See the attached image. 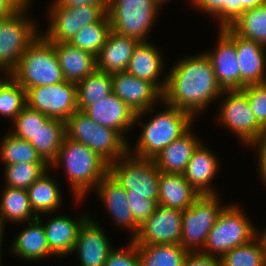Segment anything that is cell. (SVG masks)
Segmentation results:
<instances>
[{
	"mask_svg": "<svg viewBox=\"0 0 266 266\" xmlns=\"http://www.w3.org/2000/svg\"><path fill=\"white\" fill-rule=\"evenodd\" d=\"M97 124L118 131L124 138L135 125V113L114 93L83 111Z\"/></svg>",
	"mask_w": 266,
	"mask_h": 266,
	"instance_id": "d6986e66",
	"label": "cell"
},
{
	"mask_svg": "<svg viewBox=\"0 0 266 266\" xmlns=\"http://www.w3.org/2000/svg\"><path fill=\"white\" fill-rule=\"evenodd\" d=\"M111 78L113 93L135 114L140 112L144 116L147 112L152 114L156 104L163 102V94L149 81L127 72L113 73Z\"/></svg>",
	"mask_w": 266,
	"mask_h": 266,
	"instance_id": "9a60e30c",
	"label": "cell"
},
{
	"mask_svg": "<svg viewBox=\"0 0 266 266\" xmlns=\"http://www.w3.org/2000/svg\"><path fill=\"white\" fill-rule=\"evenodd\" d=\"M169 70L162 101L189 113L194 119L211 102L222 97L223 90L205 52L178 60Z\"/></svg>",
	"mask_w": 266,
	"mask_h": 266,
	"instance_id": "6da1fadb",
	"label": "cell"
},
{
	"mask_svg": "<svg viewBox=\"0 0 266 266\" xmlns=\"http://www.w3.org/2000/svg\"><path fill=\"white\" fill-rule=\"evenodd\" d=\"M199 196L183 174L160 172L158 205L184 210Z\"/></svg>",
	"mask_w": 266,
	"mask_h": 266,
	"instance_id": "83f0119b",
	"label": "cell"
},
{
	"mask_svg": "<svg viewBox=\"0 0 266 266\" xmlns=\"http://www.w3.org/2000/svg\"><path fill=\"white\" fill-rule=\"evenodd\" d=\"M4 77H0V88L1 86L11 77V73L4 71ZM4 78V79H3Z\"/></svg>",
	"mask_w": 266,
	"mask_h": 266,
	"instance_id": "f5cc1de1",
	"label": "cell"
},
{
	"mask_svg": "<svg viewBox=\"0 0 266 266\" xmlns=\"http://www.w3.org/2000/svg\"><path fill=\"white\" fill-rule=\"evenodd\" d=\"M59 6L76 7L82 5L109 6L110 0H54Z\"/></svg>",
	"mask_w": 266,
	"mask_h": 266,
	"instance_id": "c3c4849f",
	"label": "cell"
},
{
	"mask_svg": "<svg viewBox=\"0 0 266 266\" xmlns=\"http://www.w3.org/2000/svg\"><path fill=\"white\" fill-rule=\"evenodd\" d=\"M221 96L225 97L217 115L221 125L233 131L250 148L266 137V131L255 119L242 90H223Z\"/></svg>",
	"mask_w": 266,
	"mask_h": 266,
	"instance_id": "8fae6325",
	"label": "cell"
},
{
	"mask_svg": "<svg viewBox=\"0 0 266 266\" xmlns=\"http://www.w3.org/2000/svg\"><path fill=\"white\" fill-rule=\"evenodd\" d=\"M163 104L167 108L165 107L153 118L151 117L146 124H143L140 120V117L143 116L142 112L135 115V125L139 123L143 129L133 148L129 143V153L131 155L152 159L192 126L195 120L189 113L164 102Z\"/></svg>",
	"mask_w": 266,
	"mask_h": 266,
	"instance_id": "3957f363",
	"label": "cell"
},
{
	"mask_svg": "<svg viewBox=\"0 0 266 266\" xmlns=\"http://www.w3.org/2000/svg\"><path fill=\"white\" fill-rule=\"evenodd\" d=\"M26 105V90L11 76L0 88V114L13 122Z\"/></svg>",
	"mask_w": 266,
	"mask_h": 266,
	"instance_id": "ab89813d",
	"label": "cell"
},
{
	"mask_svg": "<svg viewBox=\"0 0 266 266\" xmlns=\"http://www.w3.org/2000/svg\"><path fill=\"white\" fill-rule=\"evenodd\" d=\"M150 41L139 42L135 47L126 72L139 79L151 82L162 94L165 91L167 75L160 80L164 70L161 51ZM159 80V81H158ZM162 81V82H161Z\"/></svg>",
	"mask_w": 266,
	"mask_h": 266,
	"instance_id": "44dd1931",
	"label": "cell"
},
{
	"mask_svg": "<svg viewBox=\"0 0 266 266\" xmlns=\"http://www.w3.org/2000/svg\"><path fill=\"white\" fill-rule=\"evenodd\" d=\"M182 266H222L221 258L206 255L200 251L188 252Z\"/></svg>",
	"mask_w": 266,
	"mask_h": 266,
	"instance_id": "f6af8a7d",
	"label": "cell"
},
{
	"mask_svg": "<svg viewBox=\"0 0 266 266\" xmlns=\"http://www.w3.org/2000/svg\"><path fill=\"white\" fill-rule=\"evenodd\" d=\"M135 222L141 226L154 212L158 205L155 201L146 198L127 197Z\"/></svg>",
	"mask_w": 266,
	"mask_h": 266,
	"instance_id": "ee69618b",
	"label": "cell"
},
{
	"mask_svg": "<svg viewBox=\"0 0 266 266\" xmlns=\"http://www.w3.org/2000/svg\"><path fill=\"white\" fill-rule=\"evenodd\" d=\"M251 222L238 205H226L208 233L200 252L221 257L235 247L250 242L257 236V228Z\"/></svg>",
	"mask_w": 266,
	"mask_h": 266,
	"instance_id": "8992f818",
	"label": "cell"
},
{
	"mask_svg": "<svg viewBox=\"0 0 266 266\" xmlns=\"http://www.w3.org/2000/svg\"><path fill=\"white\" fill-rule=\"evenodd\" d=\"M54 178L47 171L27 189L31 209L37 217L54 213L62 205V193Z\"/></svg>",
	"mask_w": 266,
	"mask_h": 266,
	"instance_id": "f1b7e54d",
	"label": "cell"
},
{
	"mask_svg": "<svg viewBox=\"0 0 266 266\" xmlns=\"http://www.w3.org/2000/svg\"><path fill=\"white\" fill-rule=\"evenodd\" d=\"M159 10L155 0H110L107 14L112 31L143 42Z\"/></svg>",
	"mask_w": 266,
	"mask_h": 266,
	"instance_id": "ba28073f",
	"label": "cell"
},
{
	"mask_svg": "<svg viewBox=\"0 0 266 266\" xmlns=\"http://www.w3.org/2000/svg\"><path fill=\"white\" fill-rule=\"evenodd\" d=\"M219 30L215 50L205 54L209 57L215 78L222 90H240V70L235 45V32L226 27Z\"/></svg>",
	"mask_w": 266,
	"mask_h": 266,
	"instance_id": "2e32d148",
	"label": "cell"
},
{
	"mask_svg": "<svg viewBox=\"0 0 266 266\" xmlns=\"http://www.w3.org/2000/svg\"><path fill=\"white\" fill-rule=\"evenodd\" d=\"M192 126L178 139L166 146L152 158L160 172L183 174L194 150L202 142Z\"/></svg>",
	"mask_w": 266,
	"mask_h": 266,
	"instance_id": "603a6c76",
	"label": "cell"
},
{
	"mask_svg": "<svg viewBox=\"0 0 266 266\" xmlns=\"http://www.w3.org/2000/svg\"><path fill=\"white\" fill-rule=\"evenodd\" d=\"M222 266H266V255L261 239L235 247L221 257Z\"/></svg>",
	"mask_w": 266,
	"mask_h": 266,
	"instance_id": "8d00e7d4",
	"label": "cell"
},
{
	"mask_svg": "<svg viewBox=\"0 0 266 266\" xmlns=\"http://www.w3.org/2000/svg\"><path fill=\"white\" fill-rule=\"evenodd\" d=\"M109 6L82 5L76 7L59 6L52 1L49 8V26L41 33L50 42H69L79 30L99 22Z\"/></svg>",
	"mask_w": 266,
	"mask_h": 266,
	"instance_id": "7c38bea8",
	"label": "cell"
},
{
	"mask_svg": "<svg viewBox=\"0 0 266 266\" xmlns=\"http://www.w3.org/2000/svg\"><path fill=\"white\" fill-rule=\"evenodd\" d=\"M240 70V90L251 84L266 83V47L235 33Z\"/></svg>",
	"mask_w": 266,
	"mask_h": 266,
	"instance_id": "ffe728a7",
	"label": "cell"
},
{
	"mask_svg": "<svg viewBox=\"0 0 266 266\" xmlns=\"http://www.w3.org/2000/svg\"><path fill=\"white\" fill-rule=\"evenodd\" d=\"M108 173L126 190L127 197L151 199L158 204L160 171L152 159L128 152L109 164Z\"/></svg>",
	"mask_w": 266,
	"mask_h": 266,
	"instance_id": "52a82bcc",
	"label": "cell"
},
{
	"mask_svg": "<svg viewBox=\"0 0 266 266\" xmlns=\"http://www.w3.org/2000/svg\"><path fill=\"white\" fill-rule=\"evenodd\" d=\"M29 2L30 0H0V20L20 11Z\"/></svg>",
	"mask_w": 266,
	"mask_h": 266,
	"instance_id": "bcb514c9",
	"label": "cell"
},
{
	"mask_svg": "<svg viewBox=\"0 0 266 266\" xmlns=\"http://www.w3.org/2000/svg\"><path fill=\"white\" fill-rule=\"evenodd\" d=\"M218 157L201 142L194 150L183 173L184 178L199 195H217L211 183L219 171Z\"/></svg>",
	"mask_w": 266,
	"mask_h": 266,
	"instance_id": "7402d4cb",
	"label": "cell"
},
{
	"mask_svg": "<svg viewBox=\"0 0 266 266\" xmlns=\"http://www.w3.org/2000/svg\"><path fill=\"white\" fill-rule=\"evenodd\" d=\"M62 165L67 181L77 202L83 201L89 191L95 190L109 172V164L82 143L63 139L56 160L50 168ZM93 188V189H92Z\"/></svg>",
	"mask_w": 266,
	"mask_h": 266,
	"instance_id": "7a4b0ae2",
	"label": "cell"
},
{
	"mask_svg": "<svg viewBox=\"0 0 266 266\" xmlns=\"http://www.w3.org/2000/svg\"><path fill=\"white\" fill-rule=\"evenodd\" d=\"M66 137V122L49 118L29 141L40 157L49 165L56 160Z\"/></svg>",
	"mask_w": 266,
	"mask_h": 266,
	"instance_id": "4dcf8cb0",
	"label": "cell"
},
{
	"mask_svg": "<svg viewBox=\"0 0 266 266\" xmlns=\"http://www.w3.org/2000/svg\"><path fill=\"white\" fill-rule=\"evenodd\" d=\"M43 219H37L27 223V226L15 237L11 246V253L21 257L25 261H39L46 257H55L50 250L45 236ZM13 249V250H12ZM51 255V256H50Z\"/></svg>",
	"mask_w": 266,
	"mask_h": 266,
	"instance_id": "4316f807",
	"label": "cell"
},
{
	"mask_svg": "<svg viewBox=\"0 0 266 266\" xmlns=\"http://www.w3.org/2000/svg\"><path fill=\"white\" fill-rule=\"evenodd\" d=\"M196 10L219 20V28L230 27L241 16L240 0H192Z\"/></svg>",
	"mask_w": 266,
	"mask_h": 266,
	"instance_id": "f35d334b",
	"label": "cell"
},
{
	"mask_svg": "<svg viewBox=\"0 0 266 266\" xmlns=\"http://www.w3.org/2000/svg\"><path fill=\"white\" fill-rule=\"evenodd\" d=\"M125 249L113 248L106 258L104 266H140L137 244L130 239Z\"/></svg>",
	"mask_w": 266,
	"mask_h": 266,
	"instance_id": "7bdbcfd3",
	"label": "cell"
},
{
	"mask_svg": "<svg viewBox=\"0 0 266 266\" xmlns=\"http://www.w3.org/2000/svg\"><path fill=\"white\" fill-rule=\"evenodd\" d=\"M89 217L88 214L79 216L80 219H73L68 215H55L49 222L43 223L48 246L56 257L72 254L78 231Z\"/></svg>",
	"mask_w": 266,
	"mask_h": 266,
	"instance_id": "cb8c5ba5",
	"label": "cell"
},
{
	"mask_svg": "<svg viewBox=\"0 0 266 266\" xmlns=\"http://www.w3.org/2000/svg\"><path fill=\"white\" fill-rule=\"evenodd\" d=\"M110 31V20L108 14H106L99 22L82 27L68 43L97 56Z\"/></svg>",
	"mask_w": 266,
	"mask_h": 266,
	"instance_id": "d590c367",
	"label": "cell"
},
{
	"mask_svg": "<svg viewBox=\"0 0 266 266\" xmlns=\"http://www.w3.org/2000/svg\"><path fill=\"white\" fill-rule=\"evenodd\" d=\"M257 236L261 239L263 247H264V251H265V255H266V227L263 231L257 230Z\"/></svg>",
	"mask_w": 266,
	"mask_h": 266,
	"instance_id": "f907efd6",
	"label": "cell"
},
{
	"mask_svg": "<svg viewBox=\"0 0 266 266\" xmlns=\"http://www.w3.org/2000/svg\"><path fill=\"white\" fill-rule=\"evenodd\" d=\"M241 2V15L252 8L259 7L266 3V0H240Z\"/></svg>",
	"mask_w": 266,
	"mask_h": 266,
	"instance_id": "681fc988",
	"label": "cell"
},
{
	"mask_svg": "<svg viewBox=\"0 0 266 266\" xmlns=\"http://www.w3.org/2000/svg\"><path fill=\"white\" fill-rule=\"evenodd\" d=\"M76 85L79 111H84L88 106L113 93L111 74L97 69Z\"/></svg>",
	"mask_w": 266,
	"mask_h": 266,
	"instance_id": "1f68e13d",
	"label": "cell"
},
{
	"mask_svg": "<svg viewBox=\"0 0 266 266\" xmlns=\"http://www.w3.org/2000/svg\"><path fill=\"white\" fill-rule=\"evenodd\" d=\"M4 229H5V227H3L1 224H0V266H2V260H1V253H2V251H1V249H2V240H3V237H4V235H3V233H4Z\"/></svg>",
	"mask_w": 266,
	"mask_h": 266,
	"instance_id": "816d5d0a",
	"label": "cell"
},
{
	"mask_svg": "<svg viewBox=\"0 0 266 266\" xmlns=\"http://www.w3.org/2000/svg\"><path fill=\"white\" fill-rule=\"evenodd\" d=\"M218 195H200L193 204L182 210V236L180 245L189 252L201 251L208 233L226 206Z\"/></svg>",
	"mask_w": 266,
	"mask_h": 266,
	"instance_id": "30bf717a",
	"label": "cell"
},
{
	"mask_svg": "<svg viewBox=\"0 0 266 266\" xmlns=\"http://www.w3.org/2000/svg\"><path fill=\"white\" fill-rule=\"evenodd\" d=\"M242 91L246 94L255 119L266 131V83L247 85Z\"/></svg>",
	"mask_w": 266,
	"mask_h": 266,
	"instance_id": "b9f144b4",
	"label": "cell"
},
{
	"mask_svg": "<svg viewBox=\"0 0 266 266\" xmlns=\"http://www.w3.org/2000/svg\"><path fill=\"white\" fill-rule=\"evenodd\" d=\"M230 28L237 35L266 47V3L246 10Z\"/></svg>",
	"mask_w": 266,
	"mask_h": 266,
	"instance_id": "836d02e7",
	"label": "cell"
},
{
	"mask_svg": "<svg viewBox=\"0 0 266 266\" xmlns=\"http://www.w3.org/2000/svg\"><path fill=\"white\" fill-rule=\"evenodd\" d=\"M167 1H169V0H155V3L158 5V7L161 9L162 7V5L164 4V3H166Z\"/></svg>",
	"mask_w": 266,
	"mask_h": 266,
	"instance_id": "db71d44e",
	"label": "cell"
},
{
	"mask_svg": "<svg viewBox=\"0 0 266 266\" xmlns=\"http://www.w3.org/2000/svg\"><path fill=\"white\" fill-rule=\"evenodd\" d=\"M30 4V5H29ZM31 1L20 11L0 20V71L12 73L27 47L38 37L35 20L26 17ZM26 14V15H25ZM38 33V34H37Z\"/></svg>",
	"mask_w": 266,
	"mask_h": 266,
	"instance_id": "9c48e42d",
	"label": "cell"
},
{
	"mask_svg": "<svg viewBox=\"0 0 266 266\" xmlns=\"http://www.w3.org/2000/svg\"><path fill=\"white\" fill-rule=\"evenodd\" d=\"M27 105L48 118L64 122L78 110L77 85L63 81L53 85L34 86L26 90Z\"/></svg>",
	"mask_w": 266,
	"mask_h": 266,
	"instance_id": "4fadbf2b",
	"label": "cell"
},
{
	"mask_svg": "<svg viewBox=\"0 0 266 266\" xmlns=\"http://www.w3.org/2000/svg\"><path fill=\"white\" fill-rule=\"evenodd\" d=\"M66 137L82 143L108 164L129 152V142L118 131L94 122L83 111H75L66 121Z\"/></svg>",
	"mask_w": 266,
	"mask_h": 266,
	"instance_id": "277c9868",
	"label": "cell"
},
{
	"mask_svg": "<svg viewBox=\"0 0 266 266\" xmlns=\"http://www.w3.org/2000/svg\"><path fill=\"white\" fill-rule=\"evenodd\" d=\"M1 195L0 224L3 227L9 221L22 224L38 218L31 209L27 190L4 186Z\"/></svg>",
	"mask_w": 266,
	"mask_h": 266,
	"instance_id": "f546056e",
	"label": "cell"
},
{
	"mask_svg": "<svg viewBox=\"0 0 266 266\" xmlns=\"http://www.w3.org/2000/svg\"><path fill=\"white\" fill-rule=\"evenodd\" d=\"M112 249L100 224L89 217L78 231L72 253H77L81 266H104Z\"/></svg>",
	"mask_w": 266,
	"mask_h": 266,
	"instance_id": "e0dca14e",
	"label": "cell"
},
{
	"mask_svg": "<svg viewBox=\"0 0 266 266\" xmlns=\"http://www.w3.org/2000/svg\"><path fill=\"white\" fill-rule=\"evenodd\" d=\"M182 210L157 205L133 238L137 245L180 244Z\"/></svg>",
	"mask_w": 266,
	"mask_h": 266,
	"instance_id": "5bb4252c",
	"label": "cell"
},
{
	"mask_svg": "<svg viewBox=\"0 0 266 266\" xmlns=\"http://www.w3.org/2000/svg\"><path fill=\"white\" fill-rule=\"evenodd\" d=\"M252 147H255L258 152V168L260 179L262 180L263 184L266 186V137L251 145Z\"/></svg>",
	"mask_w": 266,
	"mask_h": 266,
	"instance_id": "7dc6e473",
	"label": "cell"
},
{
	"mask_svg": "<svg viewBox=\"0 0 266 266\" xmlns=\"http://www.w3.org/2000/svg\"><path fill=\"white\" fill-rule=\"evenodd\" d=\"M48 119L43 113L26 105L12 122L14 128L10 133L17 138L30 141Z\"/></svg>",
	"mask_w": 266,
	"mask_h": 266,
	"instance_id": "60d3db41",
	"label": "cell"
},
{
	"mask_svg": "<svg viewBox=\"0 0 266 266\" xmlns=\"http://www.w3.org/2000/svg\"><path fill=\"white\" fill-rule=\"evenodd\" d=\"M97 197L105 205L107 212L112 216V221H116L118 227H125L128 232L131 231V239L136 236L140 226L135 222L133 213L127 198L126 190L107 173L94 190Z\"/></svg>",
	"mask_w": 266,
	"mask_h": 266,
	"instance_id": "ac0fdd59",
	"label": "cell"
},
{
	"mask_svg": "<svg viewBox=\"0 0 266 266\" xmlns=\"http://www.w3.org/2000/svg\"><path fill=\"white\" fill-rule=\"evenodd\" d=\"M0 160L5 165L17 163H46L29 141L17 138L10 132L0 144Z\"/></svg>",
	"mask_w": 266,
	"mask_h": 266,
	"instance_id": "e575fe53",
	"label": "cell"
},
{
	"mask_svg": "<svg viewBox=\"0 0 266 266\" xmlns=\"http://www.w3.org/2000/svg\"><path fill=\"white\" fill-rule=\"evenodd\" d=\"M140 266H182L188 250L180 244L137 245Z\"/></svg>",
	"mask_w": 266,
	"mask_h": 266,
	"instance_id": "d6a6232c",
	"label": "cell"
},
{
	"mask_svg": "<svg viewBox=\"0 0 266 266\" xmlns=\"http://www.w3.org/2000/svg\"><path fill=\"white\" fill-rule=\"evenodd\" d=\"M140 41L110 31L96 56L97 70L108 74L126 72L133 51Z\"/></svg>",
	"mask_w": 266,
	"mask_h": 266,
	"instance_id": "d4e9b609",
	"label": "cell"
},
{
	"mask_svg": "<svg viewBox=\"0 0 266 266\" xmlns=\"http://www.w3.org/2000/svg\"><path fill=\"white\" fill-rule=\"evenodd\" d=\"M11 76L25 89L65 81L53 43L40 32L27 47Z\"/></svg>",
	"mask_w": 266,
	"mask_h": 266,
	"instance_id": "5b68a950",
	"label": "cell"
},
{
	"mask_svg": "<svg viewBox=\"0 0 266 266\" xmlns=\"http://www.w3.org/2000/svg\"><path fill=\"white\" fill-rule=\"evenodd\" d=\"M64 80L77 84L97 69L96 56L68 42H51Z\"/></svg>",
	"mask_w": 266,
	"mask_h": 266,
	"instance_id": "484cf974",
	"label": "cell"
},
{
	"mask_svg": "<svg viewBox=\"0 0 266 266\" xmlns=\"http://www.w3.org/2000/svg\"><path fill=\"white\" fill-rule=\"evenodd\" d=\"M47 163H17L5 165V186L27 190L51 168Z\"/></svg>",
	"mask_w": 266,
	"mask_h": 266,
	"instance_id": "74e56055",
	"label": "cell"
}]
</instances>
